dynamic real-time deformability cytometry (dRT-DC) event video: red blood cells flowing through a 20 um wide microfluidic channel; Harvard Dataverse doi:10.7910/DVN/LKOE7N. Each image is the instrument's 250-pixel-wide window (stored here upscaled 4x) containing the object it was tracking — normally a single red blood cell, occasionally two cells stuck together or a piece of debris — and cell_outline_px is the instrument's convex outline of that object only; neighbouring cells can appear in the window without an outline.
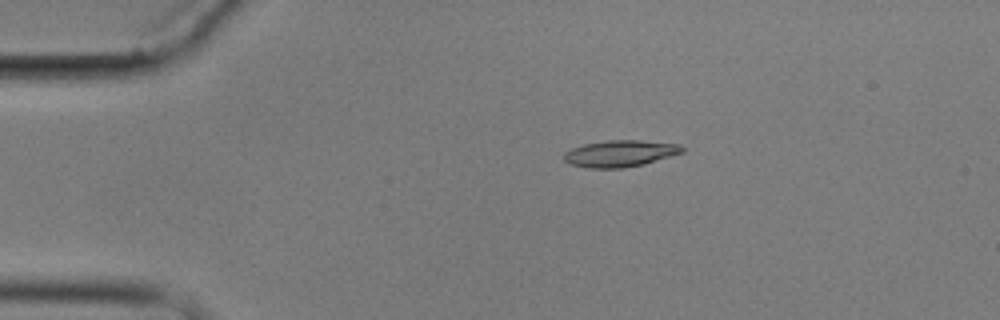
{"species": "common noctule bat (a hibernating species)", "species_latin": "Nyctalus noctula", "temperature_condition": "cold", "stored_images_in_passage": 6, "camera_frame_rate_fps": 3000, "um_per_image_px": 0.085, "animal": {"sex": "male", "body_mass_g": 17.9}, "frame": {"image": 1, "passage_image": 6, "time_ms": 6.667, "image_size_px": [1000, 320], "cell_outline_px": [[688, 148], [684, 152], [644, 164], [624, 168], [588, 168], [572, 164], [564, 160], [564, 152], [572, 148], [584, 144], [608, 140], [640, 140], [680, 144]], "centroid_in_image_um": [52.76, 13.04], "position_along_channel_um": 32.2, "area_um2": 18.44}}